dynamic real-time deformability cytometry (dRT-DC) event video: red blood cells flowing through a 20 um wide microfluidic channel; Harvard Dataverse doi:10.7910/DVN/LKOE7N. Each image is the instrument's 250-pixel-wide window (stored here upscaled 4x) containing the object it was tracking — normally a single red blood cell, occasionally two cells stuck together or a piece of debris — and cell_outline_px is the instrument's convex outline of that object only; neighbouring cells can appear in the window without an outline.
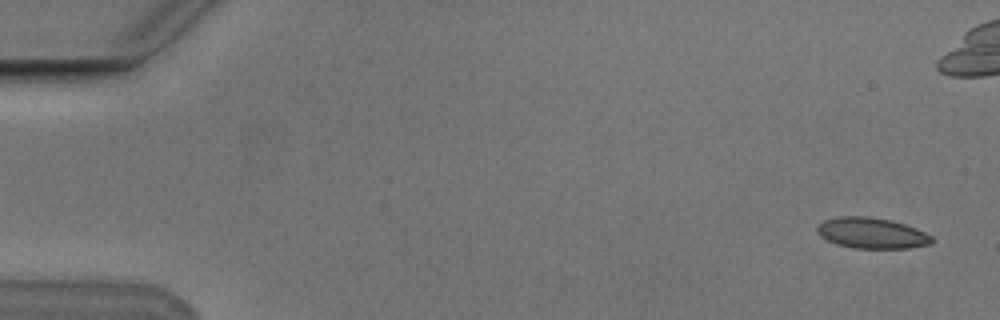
{"species": "Egyptian fruit bat (a non-hibernating species)", "species_latin": "Rousettus aegyptiacus", "temperature_condition": "cold", "stored_images_in_passage": 5, "camera_frame_rate_fps": 3000, "um_per_image_px": 0.085, "animal": {"sex": "male"}, "frame": {"image": 1, "passage_image": 5, "time_ms": 1.333, "image_size_px": [1000, 320], "cell_outline_px": [[936, 240], [932, 244], [908, 248], [852, 248], [836, 244], [820, 236], [816, 232], [816, 224], [824, 220], [836, 216], [868, 216], [892, 220], [916, 228], [932, 236]], "centroid_in_image_um": [74.08, 19.8], "position_along_channel_um": 10.9, "area_um2": 20.92}}